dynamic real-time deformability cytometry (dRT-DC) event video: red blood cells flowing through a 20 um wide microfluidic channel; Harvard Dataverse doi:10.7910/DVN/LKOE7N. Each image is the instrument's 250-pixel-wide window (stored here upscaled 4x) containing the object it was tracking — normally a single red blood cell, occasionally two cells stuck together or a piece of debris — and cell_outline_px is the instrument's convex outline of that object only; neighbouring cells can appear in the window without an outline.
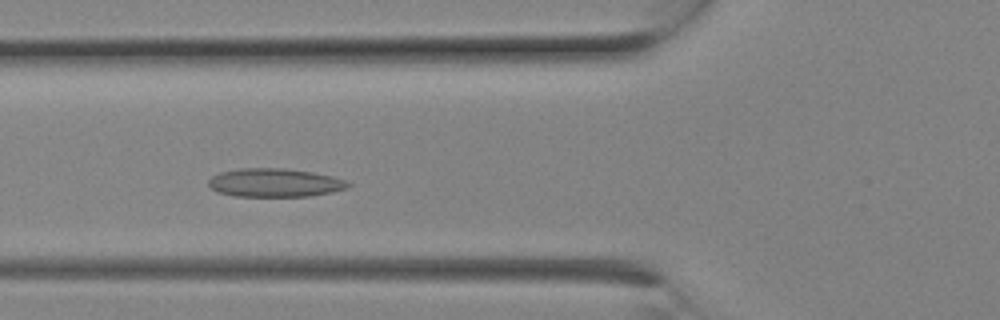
{"species": "Egyptian fruit bat (a non-hibernating species)", "species_latin": "Rousettus aegyptiacus", "temperature_condition": "room temperature", "stored_images_in_passage": 7, "camera_frame_rate_fps": 3000, "um_per_image_px": 0.085, "animal": {"sex": "female"}, "frame": {"image": 1, "passage_image": 6, "time_ms": 1.667, "image_size_px": [1000, 320], "cell_outline_px": [[352, 184], [348, 188], [332, 192], [308, 196], [236, 196], [216, 192], [208, 184], [208, 180], [212, 176], [220, 172], [240, 168], [284, 168], [312, 172], [332, 176], [348, 180]], "centroid_in_image_um": [23.38, 15.52], "position_along_channel_um": 102.4, "area_um2": 23.29}}
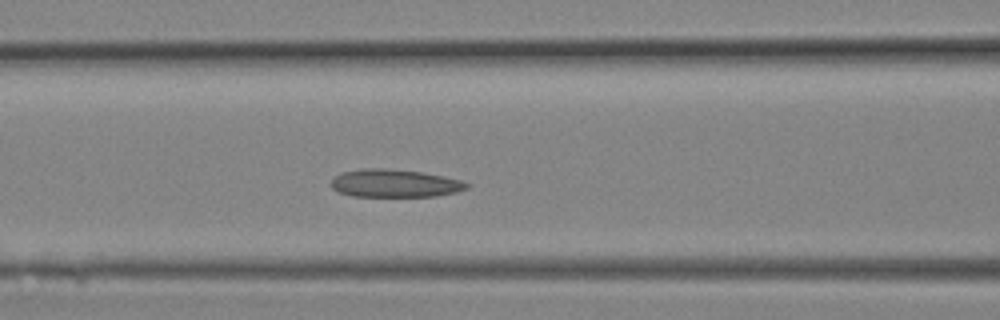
{"frame": {"image": 2, "passage_image": 7, "time_ms": 2.0, "image_size_px": [1000, 320], "cell_outline_px": [[472, 184], [468, 188], [456, 192], [436, 196], [352, 196], [340, 192], [332, 188], [332, 176], [340, 172], [364, 168], [388, 168], [420, 172], [444, 176], [464, 180]], "centroid_in_image_um": [33.58, 15.57], "position_along_channel_um": 133.0, "area_um2": 22.25}}